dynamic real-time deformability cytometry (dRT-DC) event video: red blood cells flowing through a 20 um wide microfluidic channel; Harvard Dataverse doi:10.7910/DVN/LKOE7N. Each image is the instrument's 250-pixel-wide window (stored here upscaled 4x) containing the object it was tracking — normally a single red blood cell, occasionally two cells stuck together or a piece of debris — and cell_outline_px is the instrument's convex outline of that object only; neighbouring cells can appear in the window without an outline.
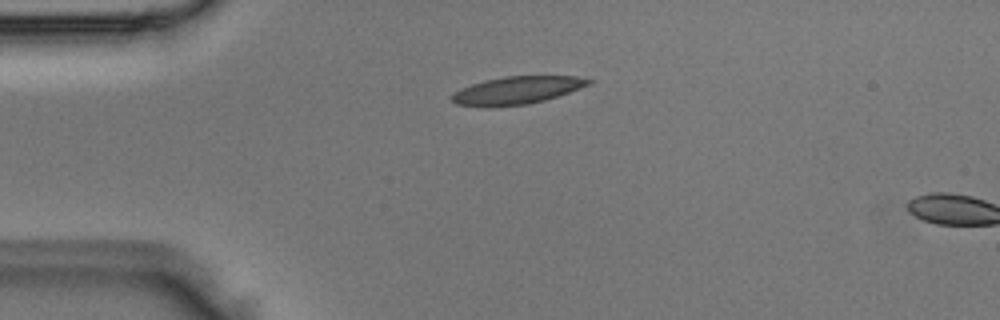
{"species": "Egyptian fruit bat (a non-hibernating species)", "species_latin": "Rousettus aegyptiacus", "temperature_condition": "room temperature", "stored_images_in_passage": 2, "camera_frame_rate_fps": 3000, "um_per_image_px": 0.085, "animal": {"sex": "male"}, "frame": {"image": 1, "passage_image": 1, "time_ms": 0.0, "image_size_px": [1000, 320], "cell_outline_px": [[596, 80], [592, 84], [544, 100], [528, 104], [484, 108], [456, 104], [452, 100], [452, 96], [460, 88], [484, 80], [504, 76], [576, 76]], "centroid_in_image_um": [43.94, 7.68], "position_along_channel_um": 41.1, "area_um2": 22.2}}